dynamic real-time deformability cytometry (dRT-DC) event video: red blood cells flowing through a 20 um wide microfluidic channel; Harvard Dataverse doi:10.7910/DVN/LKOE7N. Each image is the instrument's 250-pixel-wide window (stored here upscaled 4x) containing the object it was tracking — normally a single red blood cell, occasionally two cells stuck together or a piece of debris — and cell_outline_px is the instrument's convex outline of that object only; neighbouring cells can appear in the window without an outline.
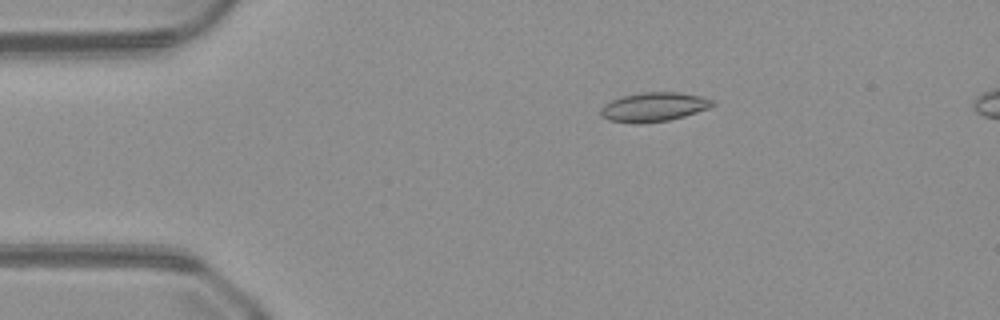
{"species": "common noctule bat (a hibernating species)", "species_latin": "Nyctalus noctula", "temperature_condition": "warm", "stored_images_in_passage": 50, "camera_frame_rate_fps": 3000, "um_per_image_px": 0.085, "animal": {"sex": "male", "body_mass_g": 23.1, "forearm_length_mm": 52.7}, "frame": {"image": 1, "passage_image": 9, "time_ms": 2.667, "image_size_px": [1000, 320], "cell_outline_px": [[716, 104], [708, 108], [684, 116], [668, 120], [640, 124], [636, 124], [608, 120], [600, 116], [600, 108], [604, 104], [612, 100], [624, 96], [640, 92], [680, 92], [700, 96], [716, 100]], "centroid_in_image_um": [55.56, 9.09], "position_along_channel_um": 29.4, "area_um2": 19.13}}
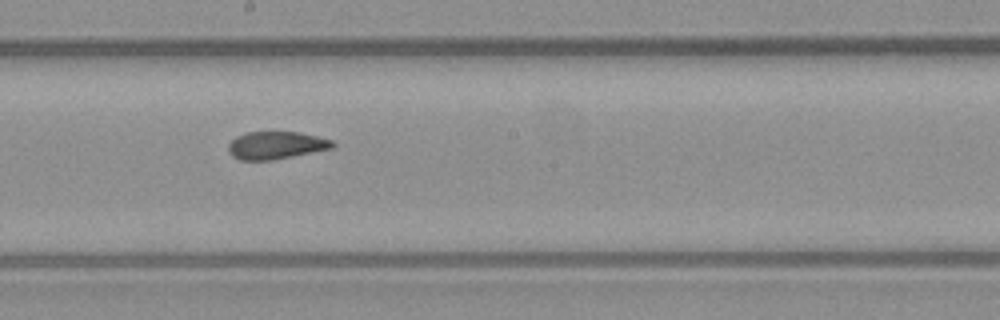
{"frame": {"image": 2, "passage_image": 27, "time_ms": 8.667, "image_size_px": [1000, 320], "cell_outline_px": [[336, 144], [332, 148], [272, 160], [240, 160], [232, 156], [228, 152], [228, 144], [236, 136], [248, 132], [300, 132], [332, 140]], "centroid_in_image_um": [23.43, 12.35], "position_along_channel_um": 224.8, "area_um2": 16.7}}
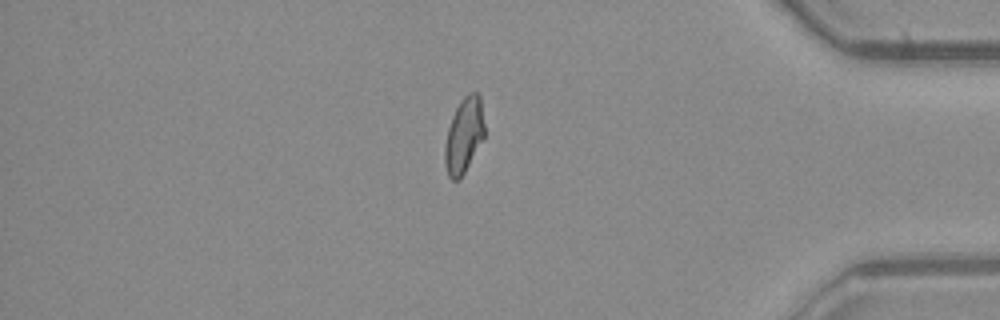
{"frame": {"image": 3, "passage_image": 42, "time_ms": 13.667, "image_size_px": [1000, 320], "cell_outline_px": [[484, 136], [460, 180], [452, 180], [448, 176], [444, 164], [444, 148], [448, 128], [452, 116], [460, 100], [468, 92], [476, 92], [480, 96], [484, 124]], "centroid_in_image_um": [39.41, 11.51], "position_along_channel_um": 395.8, "area_um2": 17.34}}